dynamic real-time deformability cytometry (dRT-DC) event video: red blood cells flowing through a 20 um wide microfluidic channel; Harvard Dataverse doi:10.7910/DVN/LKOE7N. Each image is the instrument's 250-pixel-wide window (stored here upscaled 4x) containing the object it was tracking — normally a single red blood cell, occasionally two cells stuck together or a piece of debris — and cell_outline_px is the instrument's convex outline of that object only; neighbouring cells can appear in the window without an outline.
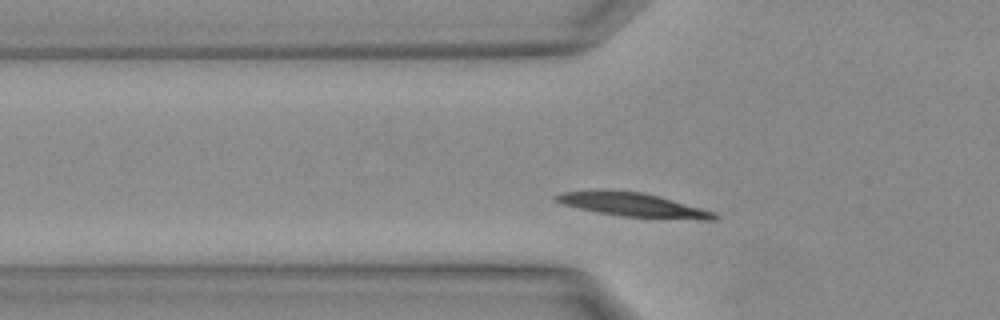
{"species": "Egyptian fruit bat (a non-hibernating species)", "species_latin": "Rousettus aegyptiacus", "temperature_condition": "warm", "stored_images_in_passage": 21, "camera_frame_rate_fps": 3000, "um_per_image_px": 0.085, "animal": {"sex": "female"}, "frame": {"image": 1, "passage_image": 2, "time_ms": 0.333, "image_size_px": [1000, 320], "cell_outline_px": [[720, 216], [716, 220], [700, 220], [620, 216], [580, 208], [564, 204], [552, 200], [552, 196], [560, 192], [640, 192], [660, 196], [700, 208], [712, 212]], "centroid_in_image_um": [53.88, 17.45], "position_along_channel_um": 71.9, "area_um2": 21.15}}
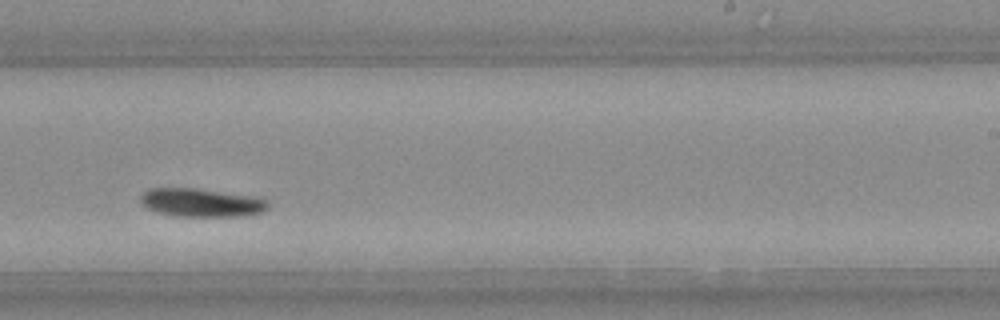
{"frame": {"image": 2, "passage_image": 12, "time_ms": 3.667, "image_size_px": [1000, 320], "cell_outline_px": [[268, 208], [264, 212], [244, 216], [176, 216], [156, 212], [148, 208], [140, 200], [140, 196], [144, 192], [152, 188], [192, 188], [252, 196], [268, 200]], "centroid_in_image_um": [17.13, 17.23], "position_along_channel_um": 271.9, "area_um2": 20.92}}
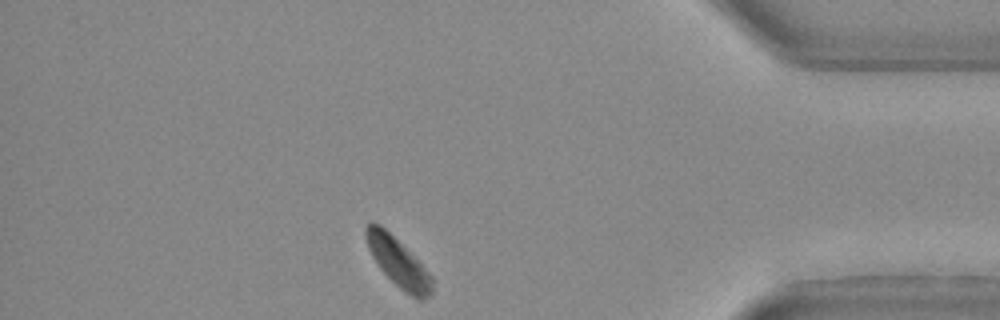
{"frame": {"image": 3, "passage_image": 20, "time_ms": 6.333, "image_size_px": [1000, 320], "cell_outline_px": [[432, 296], [420, 300], [404, 292], [380, 268], [372, 256], [368, 248], [364, 236], [364, 228], [368, 220], [372, 220], [380, 224], [432, 276]], "centroid_in_image_um": [33.79, 22.28], "position_along_channel_um": 401.4, "area_um2": 18.44}}